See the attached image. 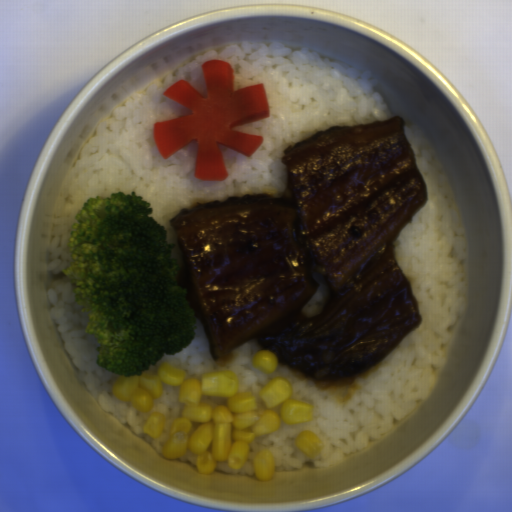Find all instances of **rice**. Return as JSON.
Instances as JSON below:
<instances>
[{"label": "rice", "instance_id": "rice-1", "mask_svg": "<svg viewBox=\"0 0 512 512\" xmlns=\"http://www.w3.org/2000/svg\"><path fill=\"white\" fill-rule=\"evenodd\" d=\"M211 59L229 62L235 90L263 83L270 117L236 126L242 133L263 136L252 156L220 146L228 178L203 182L194 175L195 144L163 159L153 141L157 121L189 115V108L163 95L171 85L186 80L202 94L206 87L201 65ZM371 73L335 63L316 51L292 49L284 43L245 42L220 51L207 49L187 66L154 81L118 107L85 140L60 190L47 249L48 271L54 274L47 297L62 343L78 379L102 407L124 426L149 443L159 454L170 440L174 420L181 416L178 387L161 386L149 411L118 402L113 384L121 375L97 365L98 335L85 333L88 314L77 302L75 284L64 269L69 267L72 223L88 198L114 192H136L148 200V216L161 223L168 247L181 252L170 224L182 208L194 203L219 202L244 194L280 195L287 181L282 155L317 132L332 126L359 125L393 119L385 97ZM152 412L166 416L165 430L153 439L143 432Z\"/></svg>", "mask_w": 512, "mask_h": 512}, {"label": "rice", "instance_id": "rice-2", "mask_svg": "<svg viewBox=\"0 0 512 512\" xmlns=\"http://www.w3.org/2000/svg\"><path fill=\"white\" fill-rule=\"evenodd\" d=\"M403 132L421 174L427 201L396 238L393 259L416 300L421 320L418 328L356 375L315 381L287 369L279 358L272 372L258 371L252 356L265 349L253 338L226 357L213 359L201 324L189 346L180 353L165 355L147 370L152 372L169 363L192 379L232 372L238 380V392L255 396L275 379L284 378L291 385L292 399L310 403L313 409L309 421L282 423L275 431L254 437L242 468L217 462L213 470L256 475L254 458L260 450L272 454L273 472L294 471L305 462L325 468L341 463L347 455L382 437L430 395L435 373L446 363L444 346L449 342V331L466 306L468 281L464 263L468 240L457 201L431 143L411 125H403ZM307 430L324 444L317 458L296 448V436Z\"/></svg>", "mask_w": 512, "mask_h": 512}, {"label": "rice", "instance_id": "rice-3", "mask_svg": "<svg viewBox=\"0 0 512 512\" xmlns=\"http://www.w3.org/2000/svg\"><path fill=\"white\" fill-rule=\"evenodd\" d=\"M184 462H186L187 464L191 465V466H195L197 467V464H196V455L192 452V451H187L186 453H184L183 455L179 456V457H176Z\"/></svg>", "mask_w": 512, "mask_h": 512}]
</instances>
